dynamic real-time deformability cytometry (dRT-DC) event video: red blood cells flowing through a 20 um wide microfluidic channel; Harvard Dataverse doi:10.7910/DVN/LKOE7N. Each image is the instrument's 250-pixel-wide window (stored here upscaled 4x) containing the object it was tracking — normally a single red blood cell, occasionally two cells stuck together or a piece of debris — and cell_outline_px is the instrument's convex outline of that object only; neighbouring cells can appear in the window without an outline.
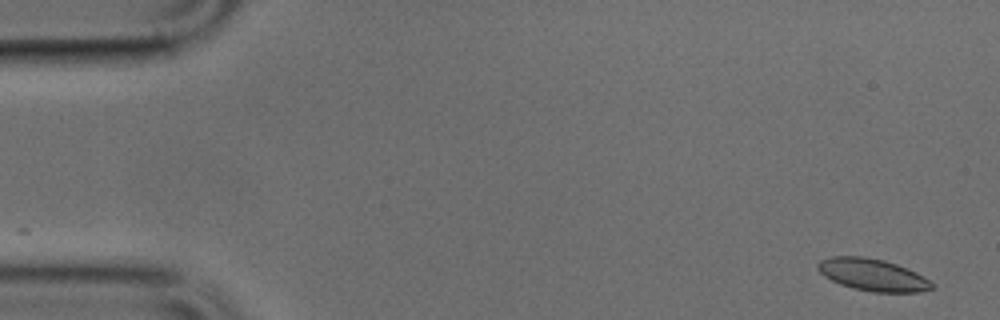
{"species": "common noctule bat (a hibernating species)", "species_latin": "Nyctalus noctula", "temperature_condition": "cold", "stored_images_in_passage": 50, "camera_frame_rate_fps": 3000, "um_per_image_px": 0.085, "animal": {"sex": "male", "body_mass_g": 17.9, "forearm_length_mm": 54.2}, "frame": {"image": 1, "passage_image": 2, "time_ms": 0.333, "image_size_px": [1000, 320], "cell_outline_px": [[936, 284], [932, 288], [920, 292], [872, 292], [852, 288], [840, 284], [824, 276], [816, 268], [816, 264], [820, 260], [832, 256], [864, 256], [884, 260], [908, 268], [924, 276]], "centroid_in_image_um": [74.18, 23.35], "position_along_channel_um": 10.8, "area_um2": 21.56}}
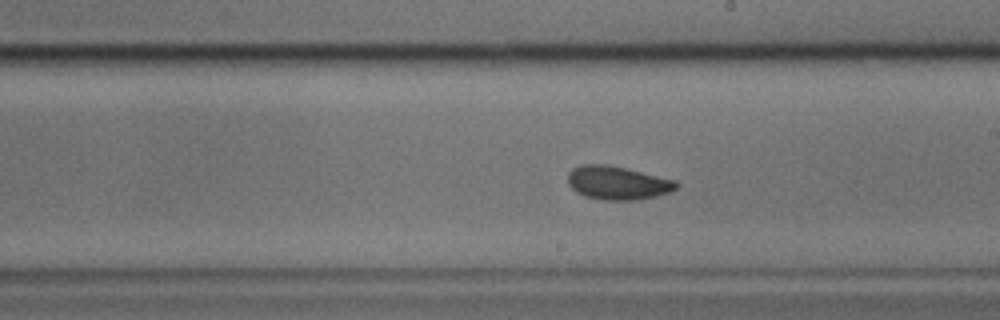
{"frame": {"image": 2, "passage_image": 28, "time_ms": 9.0, "image_size_px": [1000, 320], "cell_outline_px": [[680, 184], [676, 188], [668, 192], [656, 196], [636, 200], [604, 200], [584, 196], [576, 192], [568, 184], [568, 172], [572, 168], [580, 164], [608, 164], [676, 180]], "centroid_in_image_um": [52.46, 15.54], "position_along_channel_um": 236.5, "area_um2": 21.27}}
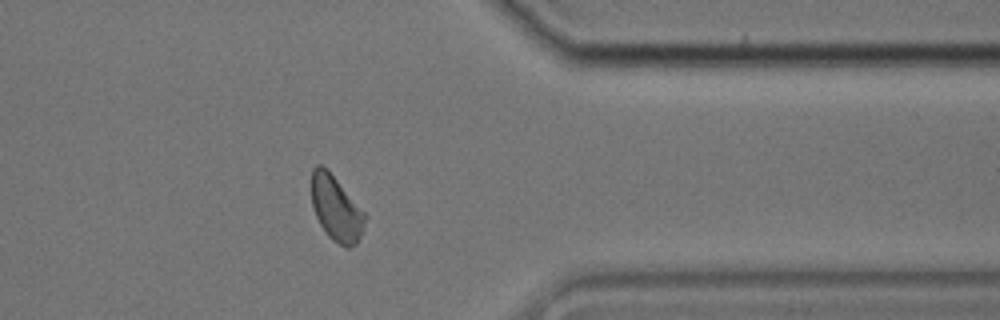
{"frame": {"image": 3, "passage_image": 40, "time_ms": 13.0, "image_size_px": [1000, 320], "cell_outline_px": [[368, 216], [360, 236], [356, 244], [348, 248], [332, 240], [328, 236], [320, 224], [316, 216], [312, 204], [312, 168], [316, 164], [320, 164], [328, 168]], "centroid_in_image_um": [28.58, 17.69], "position_along_channel_um": 382.8, "area_um2": 20.4}}